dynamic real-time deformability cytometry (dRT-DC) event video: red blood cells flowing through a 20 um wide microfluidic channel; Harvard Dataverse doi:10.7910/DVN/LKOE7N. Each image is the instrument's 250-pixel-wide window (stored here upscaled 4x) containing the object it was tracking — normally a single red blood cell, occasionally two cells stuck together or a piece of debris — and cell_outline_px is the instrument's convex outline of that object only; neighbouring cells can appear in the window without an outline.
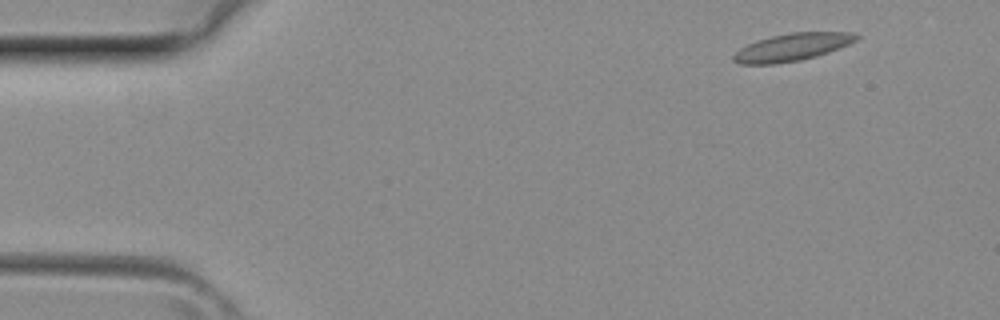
{"species": "common noctule bat (a hibernating species)", "species_latin": "Nyctalus noctula", "temperature_condition": "room temperature", "stored_images_in_passage": 3, "camera_frame_rate_fps": 3000, "um_per_image_px": 0.085, "animal": {"sex": "female", "body_mass_g": 29.2, "forearm_length_mm": 56.3}, "frame": {"image": 1, "passage_image": 3, "time_ms": 0.667, "image_size_px": [1000, 320], "cell_outline_px": [[860, 36], [856, 40], [848, 44], [828, 52], [816, 56], [800, 60], [776, 64], [740, 64], [732, 60], [732, 56], [740, 48], [756, 40], [772, 36], [792, 32], [852, 32]], "centroid_in_image_um": [67.3, 4.01], "position_along_channel_um": 17.7, "area_um2": 19.59}}